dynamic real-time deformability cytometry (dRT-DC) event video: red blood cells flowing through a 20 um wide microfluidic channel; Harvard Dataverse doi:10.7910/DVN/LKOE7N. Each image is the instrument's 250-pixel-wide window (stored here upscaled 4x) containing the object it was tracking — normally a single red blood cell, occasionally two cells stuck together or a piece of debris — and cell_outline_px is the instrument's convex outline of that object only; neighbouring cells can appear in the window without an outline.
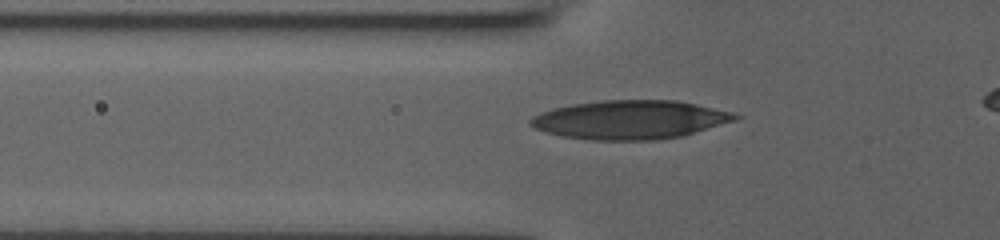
{"species": "human", "species_latin": "Homo sapiens", "temperature_condition": "room temperature", "stored_images_in_passage": 42, "camera_frame_rate_fps": 3000, "um_per_image_px": 0.085, "donor": {"sex": "male"}, "frame": {"image": 1, "passage_image": 13, "time_ms": 4.0, "image_size_px": [1000, 240], "cell_outline_px": [[744, 116], [736, 120], [680, 136], [656, 140], [592, 140], [560, 136], [544, 132], [528, 124], [528, 120], [532, 116], [540, 112], [552, 108], [572, 104], [604, 100], [676, 100], [696, 104], [732, 112]], "centroid_in_image_um": [53.51, 10.17], "position_along_channel_um": 72.3, "area_um2": 46.3}}
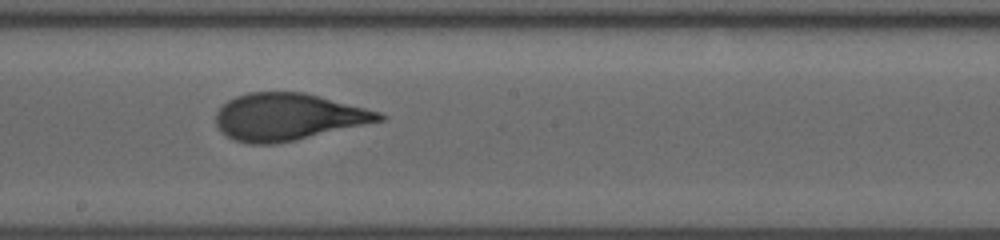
{"frame": {"image": 2, "passage_image": 24, "time_ms": 7.667, "image_size_px": [1000, 240], "cell_outline_px": [[388, 116], [384, 120], [296, 140], [272, 144], [248, 144], [232, 140], [220, 132], [216, 124], [216, 112], [228, 100], [236, 96], [248, 92], [304, 92], [320, 96], [380, 112]], "centroid_in_image_um": [24.45, 9.94], "position_along_channel_um": 223.7, "area_um2": 44.8}}
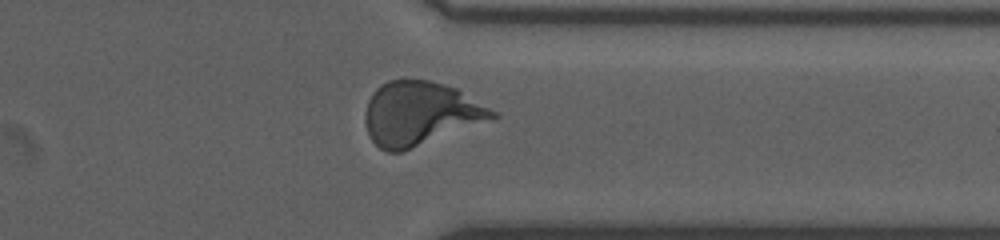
{"frame": {"image": 3, "passage_image": 35, "time_ms": 11.333, "image_size_px": [1000, 240], "cell_outline_px": [[500, 116], [400, 152], [388, 152], [380, 148], [368, 136], [364, 120], [364, 112], [368, 100], [372, 92], [380, 84], [388, 80], [428, 80], [444, 84], [456, 88], [496, 112]], "centroid_in_image_um": [35.65, 9.64], "position_along_channel_um": 375.8, "area_um2": 46.76}}